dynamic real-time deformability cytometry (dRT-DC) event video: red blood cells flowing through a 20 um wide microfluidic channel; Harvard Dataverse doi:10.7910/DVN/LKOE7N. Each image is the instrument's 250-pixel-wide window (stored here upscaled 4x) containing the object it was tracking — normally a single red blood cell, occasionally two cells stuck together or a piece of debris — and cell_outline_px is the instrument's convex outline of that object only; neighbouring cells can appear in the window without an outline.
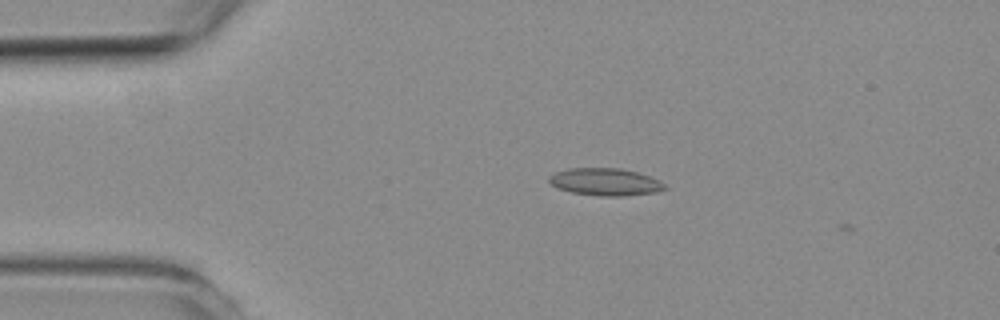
{"species": "common noctule bat (a hibernating species)", "species_latin": "Nyctalus noctula", "temperature_condition": "room temperature", "stored_images_in_passage": 2, "camera_frame_rate_fps": 3000, "um_per_image_px": 0.085, "animal": {"sex": "female", "body_mass_g": 19.3, "forearm_length_mm": 54.1}, "frame": {"image": 1, "passage_image": 1, "time_ms": 0.0, "image_size_px": [1000, 320], "cell_outline_px": [[668, 188], [656, 192], [624, 196], [600, 196], [572, 192], [556, 188], [548, 180], [548, 176], [556, 172], [568, 168], [620, 168], [636, 172], [660, 180]], "centroid_in_image_um": [51.44, 15.46], "position_along_channel_um": 33.6, "area_um2": 18.44}}